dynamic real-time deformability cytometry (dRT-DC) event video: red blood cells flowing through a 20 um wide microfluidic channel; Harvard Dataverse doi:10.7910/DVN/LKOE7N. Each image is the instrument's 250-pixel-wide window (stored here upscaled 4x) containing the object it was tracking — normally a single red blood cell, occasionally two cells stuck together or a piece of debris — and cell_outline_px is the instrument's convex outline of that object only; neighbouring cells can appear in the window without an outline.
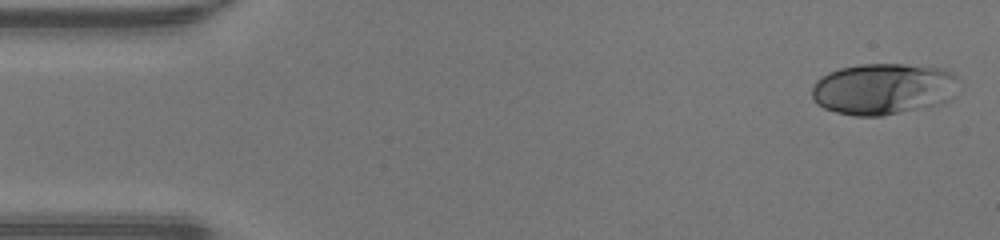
{"species": "human", "species_latin": "Homo sapiens", "temperature_condition": "warm", "stored_images_in_passage": 46, "camera_frame_rate_fps": 3000, "um_per_image_px": 0.085, "donor": {"sex": "male"}, "frame": {"image": 1, "passage_image": 1, "time_ms": 0.0, "image_size_px": [1000, 240], "cell_outline_px": [[956, 76], [952, 96], [948, 100], [940, 104], [880, 116], [856, 116], [836, 112], [824, 108], [816, 104], [812, 100], [812, 88], [816, 80], [820, 76], [828, 72], [840, 68], [860, 64], [904, 64], [944, 68], [952, 72]], "centroid_in_image_um": [75.02, 7.55], "position_along_channel_um": 10.0, "area_um2": 43.93}}
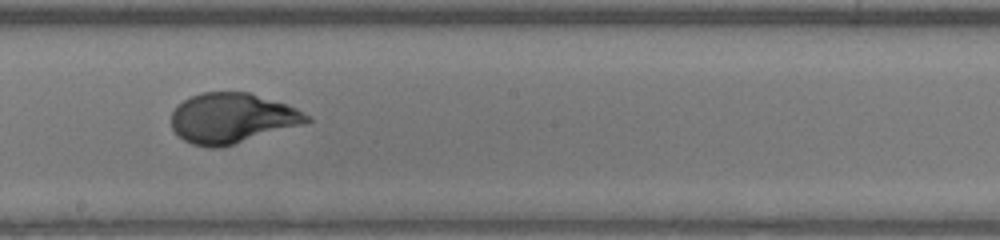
{"frame": {"image": 2, "passage_image": 25, "time_ms": 8.0, "image_size_px": [1000, 240], "cell_outline_px": [[312, 120], [300, 124], [220, 148], [208, 148], [192, 144], [184, 140], [172, 128], [172, 112], [176, 104], [200, 92], [248, 92], [296, 108], [312, 116]], "centroid_in_image_um": [19.67, 10.04], "position_along_channel_um": 228.5, "area_um2": 39.07}}
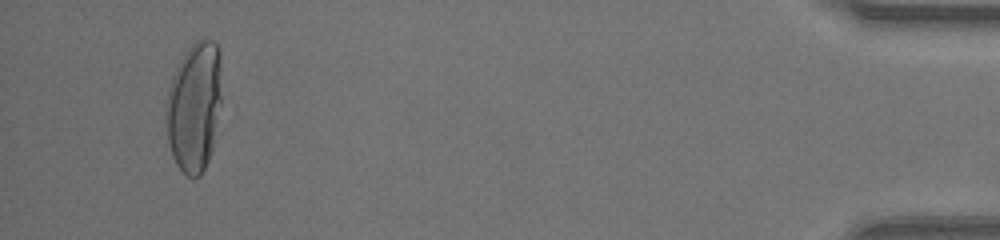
{"frame": {"image": 3, "passage_image": 44, "time_ms": 14.333, "image_size_px": [1000, 240], "cell_outline_px": [[220, 104], [212, 148], [208, 160], [200, 176], [188, 176], [176, 164], [172, 156], [168, 144], [164, 116], [164, 104], [168, 88], [172, 76], [180, 60], [188, 48], [196, 40], [212, 40], [216, 44], [220, 56]], "centroid_in_image_um": [16.46, 9.08], "position_along_channel_um": 418.7, "area_um2": 42.14}, "authors_computed_cell_mechanics": {"area_um2": 39.4774, "velocity_mm_per_s": 4.3271, "shape_relaxation_time_tau1_ms": 4.8777, "shape_relaxation_time_tau2_ms": null, "deformation_change_tau1": 0.2649, "deformation_change_tau2": null}}